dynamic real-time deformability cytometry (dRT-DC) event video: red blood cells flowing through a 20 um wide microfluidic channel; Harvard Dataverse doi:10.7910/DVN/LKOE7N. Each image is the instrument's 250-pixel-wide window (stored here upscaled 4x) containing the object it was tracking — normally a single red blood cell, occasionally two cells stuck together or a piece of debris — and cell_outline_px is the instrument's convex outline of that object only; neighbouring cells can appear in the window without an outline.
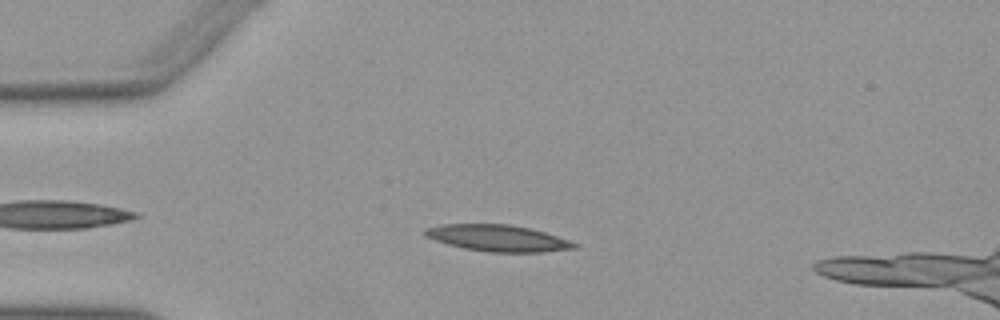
{"species": "Egyptian fruit bat (a non-hibernating species)", "species_latin": "Rousettus aegyptiacus", "temperature_condition": "warm", "stored_images_in_passage": 44, "camera_frame_rate_fps": 3000, "um_per_image_px": 0.085, "animal": {"sex": "female"}, "frame": {"image": 1, "passage_image": 6, "time_ms": 1.667, "image_size_px": [1000, 320], "cell_outline_px": [[580, 248], [540, 252], [488, 252], [464, 248], [448, 244], [424, 236], [424, 232], [428, 228], [444, 224], [508, 224], [528, 228], [544, 232], [580, 244]], "centroid_in_image_um": [42.36, 20.25], "position_along_channel_um": 42.6, "area_um2": 22.83}}
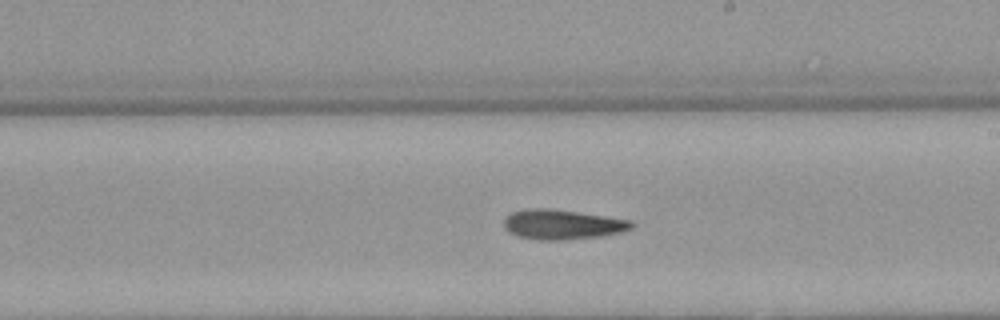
{"frame": {"image": 2, "passage_image": 23, "time_ms": 7.333, "image_size_px": [1000, 320], "cell_outline_px": [[636, 224], [632, 228], [624, 232], [600, 236], [568, 240], [536, 240], [516, 236], [508, 232], [504, 228], [504, 216], [512, 212], [528, 208], [552, 208], [608, 216], [632, 220]], "centroid_in_image_um": [47.81, 19.08], "position_along_channel_um": 241.2, "area_um2": 22.77}}
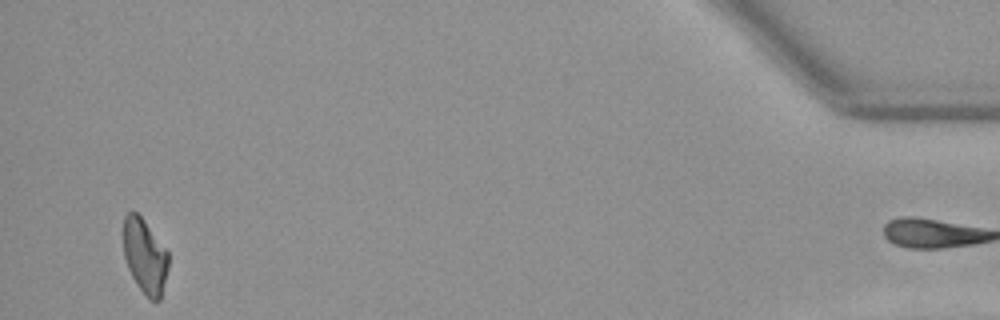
{"frame": {"image": 3, "passage_image": 43, "time_ms": 14.0, "image_size_px": [1000, 320], "cell_outline_px": [[168, 268], [160, 300], [148, 300], [136, 284], [128, 268], [124, 256], [124, 216], [128, 212], [136, 212], [144, 220], [168, 252]], "centroid_in_image_um": [12.31, 21.8], "position_along_channel_um": 422.9, "area_um2": 19.42}, "authors_computed_cell_mechanics": {"area_um2": 21.7328, "velocity_mm_per_s": 3.9513, "shape_relaxation_time_tau1_ms": null, "shape_relaxation_time_tau2_ms": 10.5724, "deformation_change_tau1": null, "deformation_change_tau2": 0.2529}}